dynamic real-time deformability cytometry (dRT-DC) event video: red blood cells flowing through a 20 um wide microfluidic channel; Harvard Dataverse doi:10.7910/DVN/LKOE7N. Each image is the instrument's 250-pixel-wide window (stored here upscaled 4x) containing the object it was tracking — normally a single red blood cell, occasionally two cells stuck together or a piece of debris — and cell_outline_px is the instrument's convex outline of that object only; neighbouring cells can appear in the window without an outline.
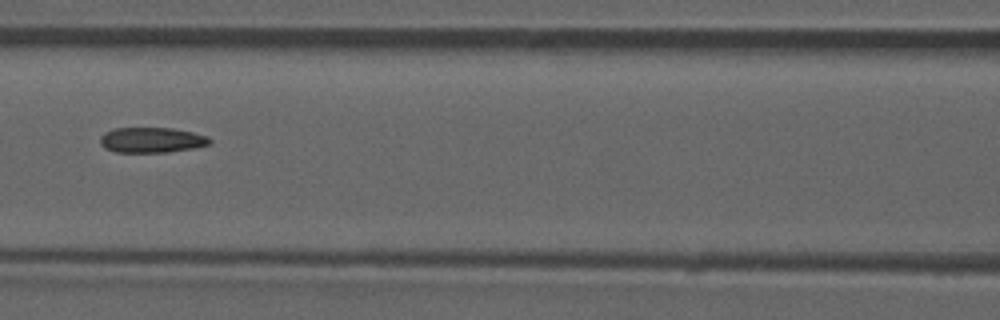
{"species": "common noctule bat (a hibernating species)", "species_latin": "Nyctalus noctula", "temperature_condition": "room temperature", "stored_images_in_passage": 9, "camera_frame_rate_fps": 3000, "um_per_image_px": 0.085, "animal": {"sex": "male", "forearm_length_mm": 52.5}, "frame": {"image": 1, "passage_image": 7, "time_ms": 7.333, "image_size_px": [1000, 320], "cell_outline_px": [[212, 140], [208, 144], [192, 148], [168, 152], [116, 152], [104, 148], [100, 144], [100, 136], [104, 132], [116, 128], [172, 128], [192, 132], [208, 136]], "centroid_in_image_um": [12.86, 11.9], "position_along_channel_um": 153.7, "area_um2": 16.13}}